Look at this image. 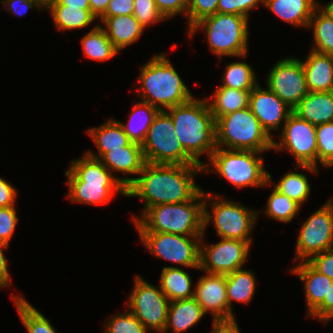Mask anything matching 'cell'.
<instances>
[{"mask_svg":"<svg viewBox=\"0 0 333 333\" xmlns=\"http://www.w3.org/2000/svg\"><path fill=\"white\" fill-rule=\"evenodd\" d=\"M252 272L253 270L250 272L239 269L226 275V294L231 312L232 300L248 303L252 299L256 289L255 277Z\"/></svg>","mask_w":333,"mask_h":333,"instance_id":"30","label":"cell"},{"mask_svg":"<svg viewBox=\"0 0 333 333\" xmlns=\"http://www.w3.org/2000/svg\"><path fill=\"white\" fill-rule=\"evenodd\" d=\"M258 153L217 147L209 159L214 171L238 188L271 185V175L263 168Z\"/></svg>","mask_w":333,"mask_h":333,"instance_id":"8","label":"cell"},{"mask_svg":"<svg viewBox=\"0 0 333 333\" xmlns=\"http://www.w3.org/2000/svg\"><path fill=\"white\" fill-rule=\"evenodd\" d=\"M8 244L0 241V287H7L11 282L9 281L10 275L7 270V258L3 254V249L8 248Z\"/></svg>","mask_w":333,"mask_h":333,"instance_id":"51","label":"cell"},{"mask_svg":"<svg viewBox=\"0 0 333 333\" xmlns=\"http://www.w3.org/2000/svg\"><path fill=\"white\" fill-rule=\"evenodd\" d=\"M206 31L211 51L221 56L246 57L248 41V18L241 15L216 13L195 23L188 31L192 35L197 29Z\"/></svg>","mask_w":333,"mask_h":333,"instance_id":"7","label":"cell"},{"mask_svg":"<svg viewBox=\"0 0 333 333\" xmlns=\"http://www.w3.org/2000/svg\"><path fill=\"white\" fill-rule=\"evenodd\" d=\"M293 112L315 126L333 122V91L308 92Z\"/></svg>","mask_w":333,"mask_h":333,"instance_id":"21","label":"cell"},{"mask_svg":"<svg viewBox=\"0 0 333 333\" xmlns=\"http://www.w3.org/2000/svg\"><path fill=\"white\" fill-rule=\"evenodd\" d=\"M325 13H327L331 18H333V1L321 8Z\"/></svg>","mask_w":333,"mask_h":333,"instance_id":"54","label":"cell"},{"mask_svg":"<svg viewBox=\"0 0 333 333\" xmlns=\"http://www.w3.org/2000/svg\"><path fill=\"white\" fill-rule=\"evenodd\" d=\"M308 262L317 271L333 280V249L313 255Z\"/></svg>","mask_w":333,"mask_h":333,"instance_id":"44","label":"cell"},{"mask_svg":"<svg viewBox=\"0 0 333 333\" xmlns=\"http://www.w3.org/2000/svg\"><path fill=\"white\" fill-rule=\"evenodd\" d=\"M71 162V167L65 172L70 200L101 205L111 201L113 192L126 196L127 178L114 177L99 159L85 153L81 159Z\"/></svg>","mask_w":333,"mask_h":333,"instance_id":"3","label":"cell"},{"mask_svg":"<svg viewBox=\"0 0 333 333\" xmlns=\"http://www.w3.org/2000/svg\"><path fill=\"white\" fill-rule=\"evenodd\" d=\"M17 222L15 206L0 208V241L9 245Z\"/></svg>","mask_w":333,"mask_h":333,"instance_id":"43","label":"cell"},{"mask_svg":"<svg viewBox=\"0 0 333 333\" xmlns=\"http://www.w3.org/2000/svg\"><path fill=\"white\" fill-rule=\"evenodd\" d=\"M110 171L139 174L146 161L142 146L131 142L128 146L105 153L99 159Z\"/></svg>","mask_w":333,"mask_h":333,"instance_id":"23","label":"cell"},{"mask_svg":"<svg viewBox=\"0 0 333 333\" xmlns=\"http://www.w3.org/2000/svg\"><path fill=\"white\" fill-rule=\"evenodd\" d=\"M219 0H187L188 28L199 20L217 13Z\"/></svg>","mask_w":333,"mask_h":333,"instance_id":"41","label":"cell"},{"mask_svg":"<svg viewBox=\"0 0 333 333\" xmlns=\"http://www.w3.org/2000/svg\"><path fill=\"white\" fill-rule=\"evenodd\" d=\"M317 160L323 166L333 165V122L316 126Z\"/></svg>","mask_w":333,"mask_h":333,"instance_id":"38","label":"cell"},{"mask_svg":"<svg viewBox=\"0 0 333 333\" xmlns=\"http://www.w3.org/2000/svg\"><path fill=\"white\" fill-rule=\"evenodd\" d=\"M300 207L298 203L274 188L269 196L265 214L275 220L287 223L299 212Z\"/></svg>","mask_w":333,"mask_h":333,"instance_id":"37","label":"cell"},{"mask_svg":"<svg viewBox=\"0 0 333 333\" xmlns=\"http://www.w3.org/2000/svg\"><path fill=\"white\" fill-rule=\"evenodd\" d=\"M1 3L5 4V7L8 6L7 10L9 9L19 16H22L23 14L25 15L28 9L34 6L42 8V6L35 0H2Z\"/></svg>","mask_w":333,"mask_h":333,"instance_id":"48","label":"cell"},{"mask_svg":"<svg viewBox=\"0 0 333 333\" xmlns=\"http://www.w3.org/2000/svg\"><path fill=\"white\" fill-rule=\"evenodd\" d=\"M251 241L222 238L219 243L200 244V270L227 275L242 268L248 256Z\"/></svg>","mask_w":333,"mask_h":333,"instance_id":"16","label":"cell"},{"mask_svg":"<svg viewBox=\"0 0 333 333\" xmlns=\"http://www.w3.org/2000/svg\"><path fill=\"white\" fill-rule=\"evenodd\" d=\"M275 185L277 191L291 198L300 206L307 200L311 191L308 180L303 173L289 172Z\"/></svg>","mask_w":333,"mask_h":333,"instance_id":"36","label":"cell"},{"mask_svg":"<svg viewBox=\"0 0 333 333\" xmlns=\"http://www.w3.org/2000/svg\"><path fill=\"white\" fill-rule=\"evenodd\" d=\"M203 165L152 164L146 162L141 177L127 178L126 196L145 200L143 212L158 204H175L192 200L200 191L194 179Z\"/></svg>","mask_w":333,"mask_h":333,"instance_id":"1","label":"cell"},{"mask_svg":"<svg viewBox=\"0 0 333 333\" xmlns=\"http://www.w3.org/2000/svg\"><path fill=\"white\" fill-rule=\"evenodd\" d=\"M16 197V189L0 177V208L14 206Z\"/></svg>","mask_w":333,"mask_h":333,"instance_id":"49","label":"cell"},{"mask_svg":"<svg viewBox=\"0 0 333 333\" xmlns=\"http://www.w3.org/2000/svg\"><path fill=\"white\" fill-rule=\"evenodd\" d=\"M170 300L159 289L140 277H135L134 289L129 297L128 307L145 326L164 332Z\"/></svg>","mask_w":333,"mask_h":333,"instance_id":"13","label":"cell"},{"mask_svg":"<svg viewBox=\"0 0 333 333\" xmlns=\"http://www.w3.org/2000/svg\"><path fill=\"white\" fill-rule=\"evenodd\" d=\"M134 0H110L105 13L101 17L132 15Z\"/></svg>","mask_w":333,"mask_h":333,"instance_id":"46","label":"cell"},{"mask_svg":"<svg viewBox=\"0 0 333 333\" xmlns=\"http://www.w3.org/2000/svg\"><path fill=\"white\" fill-rule=\"evenodd\" d=\"M326 323L333 318V283L329 285L324 302L310 315Z\"/></svg>","mask_w":333,"mask_h":333,"instance_id":"47","label":"cell"},{"mask_svg":"<svg viewBox=\"0 0 333 333\" xmlns=\"http://www.w3.org/2000/svg\"><path fill=\"white\" fill-rule=\"evenodd\" d=\"M100 19L107 27V29L104 28L107 37L118 51L134 43L145 29L133 14L100 17Z\"/></svg>","mask_w":333,"mask_h":333,"instance_id":"22","label":"cell"},{"mask_svg":"<svg viewBox=\"0 0 333 333\" xmlns=\"http://www.w3.org/2000/svg\"><path fill=\"white\" fill-rule=\"evenodd\" d=\"M105 326L106 333H147L145 326L132 312L115 315Z\"/></svg>","mask_w":333,"mask_h":333,"instance_id":"39","label":"cell"},{"mask_svg":"<svg viewBox=\"0 0 333 333\" xmlns=\"http://www.w3.org/2000/svg\"><path fill=\"white\" fill-rule=\"evenodd\" d=\"M193 298L205 313L212 312L213 320L235 319L228 307L226 275L207 273L206 276L200 277Z\"/></svg>","mask_w":333,"mask_h":333,"instance_id":"17","label":"cell"},{"mask_svg":"<svg viewBox=\"0 0 333 333\" xmlns=\"http://www.w3.org/2000/svg\"><path fill=\"white\" fill-rule=\"evenodd\" d=\"M141 146L144 159L148 163L200 165L181 146L173 120L165 111H160L154 118Z\"/></svg>","mask_w":333,"mask_h":333,"instance_id":"9","label":"cell"},{"mask_svg":"<svg viewBox=\"0 0 333 333\" xmlns=\"http://www.w3.org/2000/svg\"><path fill=\"white\" fill-rule=\"evenodd\" d=\"M302 66L309 92L333 91V55L311 50Z\"/></svg>","mask_w":333,"mask_h":333,"instance_id":"19","label":"cell"},{"mask_svg":"<svg viewBox=\"0 0 333 333\" xmlns=\"http://www.w3.org/2000/svg\"><path fill=\"white\" fill-rule=\"evenodd\" d=\"M250 92L220 86L215 90L214 100L208 103L215 120L219 117L249 107Z\"/></svg>","mask_w":333,"mask_h":333,"instance_id":"29","label":"cell"},{"mask_svg":"<svg viewBox=\"0 0 333 333\" xmlns=\"http://www.w3.org/2000/svg\"><path fill=\"white\" fill-rule=\"evenodd\" d=\"M333 249V200L312 214L301 226L296 259L308 261L313 255Z\"/></svg>","mask_w":333,"mask_h":333,"instance_id":"14","label":"cell"},{"mask_svg":"<svg viewBox=\"0 0 333 333\" xmlns=\"http://www.w3.org/2000/svg\"><path fill=\"white\" fill-rule=\"evenodd\" d=\"M221 198L222 196H214L205 193L204 198V231L207 224L212 221L216 227V231L221 238L236 239L241 241H252L249 237L253 224L258 217V212L247 209L239 203L228 200L213 199L212 214L207 210V200L211 198ZM217 200V201H215Z\"/></svg>","mask_w":333,"mask_h":333,"instance_id":"10","label":"cell"},{"mask_svg":"<svg viewBox=\"0 0 333 333\" xmlns=\"http://www.w3.org/2000/svg\"><path fill=\"white\" fill-rule=\"evenodd\" d=\"M83 51L86 57L98 61H106L119 51L107 37L104 27L96 25L82 38Z\"/></svg>","mask_w":333,"mask_h":333,"instance_id":"31","label":"cell"},{"mask_svg":"<svg viewBox=\"0 0 333 333\" xmlns=\"http://www.w3.org/2000/svg\"><path fill=\"white\" fill-rule=\"evenodd\" d=\"M205 314L194 298L170 301L164 332L169 326L174 333L183 332L198 323Z\"/></svg>","mask_w":333,"mask_h":333,"instance_id":"25","label":"cell"},{"mask_svg":"<svg viewBox=\"0 0 333 333\" xmlns=\"http://www.w3.org/2000/svg\"><path fill=\"white\" fill-rule=\"evenodd\" d=\"M203 198L205 192L201 190L192 200L175 204H158L147 208L142 213V218H134V224L139 232L204 235ZM198 199L199 202H196Z\"/></svg>","mask_w":333,"mask_h":333,"instance_id":"4","label":"cell"},{"mask_svg":"<svg viewBox=\"0 0 333 333\" xmlns=\"http://www.w3.org/2000/svg\"><path fill=\"white\" fill-rule=\"evenodd\" d=\"M160 111V109L149 103L139 101L130 113L128 124L124 125V123H119L131 142L142 145L147 136L149 127Z\"/></svg>","mask_w":333,"mask_h":333,"instance_id":"27","label":"cell"},{"mask_svg":"<svg viewBox=\"0 0 333 333\" xmlns=\"http://www.w3.org/2000/svg\"><path fill=\"white\" fill-rule=\"evenodd\" d=\"M133 15L144 28L165 19L154 0H134Z\"/></svg>","mask_w":333,"mask_h":333,"instance_id":"40","label":"cell"},{"mask_svg":"<svg viewBox=\"0 0 333 333\" xmlns=\"http://www.w3.org/2000/svg\"><path fill=\"white\" fill-rule=\"evenodd\" d=\"M291 271L298 274L300 280L305 282V296L310 316L324 302L333 280L317 271L308 261H302Z\"/></svg>","mask_w":333,"mask_h":333,"instance_id":"20","label":"cell"},{"mask_svg":"<svg viewBox=\"0 0 333 333\" xmlns=\"http://www.w3.org/2000/svg\"><path fill=\"white\" fill-rule=\"evenodd\" d=\"M110 0H89L90 10L96 16L101 17L108 6Z\"/></svg>","mask_w":333,"mask_h":333,"instance_id":"53","label":"cell"},{"mask_svg":"<svg viewBox=\"0 0 333 333\" xmlns=\"http://www.w3.org/2000/svg\"><path fill=\"white\" fill-rule=\"evenodd\" d=\"M209 98L177 105L165 111L173 120L177 138L185 152L197 163L204 166V171H213L199 160L207 152L211 157L217 148L216 120L208 105ZM210 169V170H209Z\"/></svg>","mask_w":333,"mask_h":333,"instance_id":"2","label":"cell"},{"mask_svg":"<svg viewBox=\"0 0 333 333\" xmlns=\"http://www.w3.org/2000/svg\"><path fill=\"white\" fill-rule=\"evenodd\" d=\"M281 142L273 141L274 150L288 149L298 167L317 173L316 126L292 112L283 124Z\"/></svg>","mask_w":333,"mask_h":333,"instance_id":"12","label":"cell"},{"mask_svg":"<svg viewBox=\"0 0 333 333\" xmlns=\"http://www.w3.org/2000/svg\"><path fill=\"white\" fill-rule=\"evenodd\" d=\"M51 10L55 26L59 30H71L88 26L96 16L90 9L68 6H46Z\"/></svg>","mask_w":333,"mask_h":333,"instance_id":"32","label":"cell"},{"mask_svg":"<svg viewBox=\"0 0 333 333\" xmlns=\"http://www.w3.org/2000/svg\"><path fill=\"white\" fill-rule=\"evenodd\" d=\"M223 77V87L251 91L256 85L254 70L243 62L229 63Z\"/></svg>","mask_w":333,"mask_h":333,"instance_id":"35","label":"cell"},{"mask_svg":"<svg viewBox=\"0 0 333 333\" xmlns=\"http://www.w3.org/2000/svg\"><path fill=\"white\" fill-rule=\"evenodd\" d=\"M47 6H68L90 9L89 0H49Z\"/></svg>","mask_w":333,"mask_h":333,"instance_id":"52","label":"cell"},{"mask_svg":"<svg viewBox=\"0 0 333 333\" xmlns=\"http://www.w3.org/2000/svg\"><path fill=\"white\" fill-rule=\"evenodd\" d=\"M87 133L94 139L99 155L87 151V155L100 159L105 153L128 146L131 141L119 121L109 120L98 128H91Z\"/></svg>","mask_w":333,"mask_h":333,"instance_id":"26","label":"cell"},{"mask_svg":"<svg viewBox=\"0 0 333 333\" xmlns=\"http://www.w3.org/2000/svg\"><path fill=\"white\" fill-rule=\"evenodd\" d=\"M213 333H240L235 319L213 320Z\"/></svg>","mask_w":333,"mask_h":333,"instance_id":"50","label":"cell"},{"mask_svg":"<svg viewBox=\"0 0 333 333\" xmlns=\"http://www.w3.org/2000/svg\"><path fill=\"white\" fill-rule=\"evenodd\" d=\"M314 27L315 46L312 50L333 55V18L325 13L319 6L314 10L308 27Z\"/></svg>","mask_w":333,"mask_h":333,"instance_id":"33","label":"cell"},{"mask_svg":"<svg viewBox=\"0 0 333 333\" xmlns=\"http://www.w3.org/2000/svg\"><path fill=\"white\" fill-rule=\"evenodd\" d=\"M160 278L159 286L170 301L194 297V291H191V277L184 270L177 267H163Z\"/></svg>","mask_w":333,"mask_h":333,"instance_id":"28","label":"cell"},{"mask_svg":"<svg viewBox=\"0 0 333 333\" xmlns=\"http://www.w3.org/2000/svg\"><path fill=\"white\" fill-rule=\"evenodd\" d=\"M264 0H219L217 13L241 15L248 18L249 11L257 8Z\"/></svg>","mask_w":333,"mask_h":333,"instance_id":"42","label":"cell"},{"mask_svg":"<svg viewBox=\"0 0 333 333\" xmlns=\"http://www.w3.org/2000/svg\"><path fill=\"white\" fill-rule=\"evenodd\" d=\"M264 5L282 20L307 27L314 10L319 6L315 0H264Z\"/></svg>","mask_w":333,"mask_h":333,"instance_id":"24","label":"cell"},{"mask_svg":"<svg viewBox=\"0 0 333 333\" xmlns=\"http://www.w3.org/2000/svg\"><path fill=\"white\" fill-rule=\"evenodd\" d=\"M273 141L249 107L216 120V144L219 148L227 146L231 150L263 152L272 149Z\"/></svg>","mask_w":333,"mask_h":333,"instance_id":"6","label":"cell"},{"mask_svg":"<svg viewBox=\"0 0 333 333\" xmlns=\"http://www.w3.org/2000/svg\"><path fill=\"white\" fill-rule=\"evenodd\" d=\"M17 312L28 333H57L50 321L20 296L13 298Z\"/></svg>","mask_w":333,"mask_h":333,"instance_id":"34","label":"cell"},{"mask_svg":"<svg viewBox=\"0 0 333 333\" xmlns=\"http://www.w3.org/2000/svg\"><path fill=\"white\" fill-rule=\"evenodd\" d=\"M139 81L142 84L139 89L142 90L141 101L161 111H164L162 107L169 109L193 99L191 92L163 53L154 55L142 67Z\"/></svg>","mask_w":333,"mask_h":333,"instance_id":"5","label":"cell"},{"mask_svg":"<svg viewBox=\"0 0 333 333\" xmlns=\"http://www.w3.org/2000/svg\"><path fill=\"white\" fill-rule=\"evenodd\" d=\"M249 108L269 136L271 130L277 131L281 122H285L293 112V109L268 87L263 90L258 84L250 92Z\"/></svg>","mask_w":333,"mask_h":333,"instance_id":"18","label":"cell"},{"mask_svg":"<svg viewBox=\"0 0 333 333\" xmlns=\"http://www.w3.org/2000/svg\"><path fill=\"white\" fill-rule=\"evenodd\" d=\"M143 244L156 257L185 267L200 269V241L203 235L139 232ZM198 240V241H197Z\"/></svg>","mask_w":333,"mask_h":333,"instance_id":"11","label":"cell"},{"mask_svg":"<svg viewBox=\"0 0 333 333\" xmlns=\"http://www.w3.org/2000/svg\"><path fill=\"white\" fill-rule=\"evenodd\" d=\"M35 1H37L43 8L45 7L46 8V6H47V2L49 1V0H35Z\"/></svg>","mask_w":333,"mask_h":333,"instance_id":"55","label":"cell"},{"mask_svg":"<svg viewBox=\"0 0 333 333\" xmlns=\"http://www.w3.org/2000/svg\"><path fill=\"white\" fill-rule=\"evenodd\" d=\"M267 87L294 109L309 92L302 61L290 57L276 62L268 75Z\"/></svg>","mask_w":333,"mask_h":333,"instance_id":"15","label":"cell"},{"mask_svg":"<svg viewBox=\"0 0 333 333\" xmlns=\"http://www.w3.org/2000/svg\"><path fill=\"white\" fill-rule=\"evenodd\" d=\"M165 19L184 12L187 14V0H154Z\"/></svg>","mask_w":333,"mask_h":333,"instance_id":"45","label":"cell"}]
</instances>
